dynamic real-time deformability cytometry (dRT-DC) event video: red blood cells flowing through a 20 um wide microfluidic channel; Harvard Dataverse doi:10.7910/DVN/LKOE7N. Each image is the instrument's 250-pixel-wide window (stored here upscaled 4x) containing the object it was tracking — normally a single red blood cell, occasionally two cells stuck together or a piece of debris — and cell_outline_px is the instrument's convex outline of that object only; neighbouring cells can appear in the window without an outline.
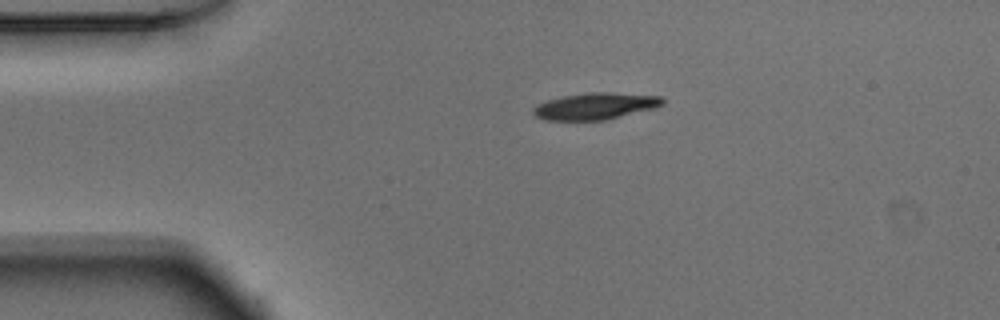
{"species": "Egyptian fruit bat (a non-hibernating species)", "species_latin": "Rousettus aegyptiacus", "temperature_condition": "warm", "stored_images_in_passage": 42, "camera_frame_rate_fps": 3000, "um_per_image_px": 0.085, "animal": {"sex": "male"}, "frame": {"image": 1, "passage_image": 1, "time_ms": 0.0, "image_size_px": [1000, 320], "cell_outline_px": [[664, 104], [656, 108], [608, 120], [544, 120], [536, 116], [532, 112], [532, 108], [536, 104], [548, 100], [564, 96], [588, 92], [612, 92], [660, 96], [664, 100]], "centroid_in_image_um": [50.62, 9.02], "position_along_channel_um": 34.4, "area_um2": 20.35}}
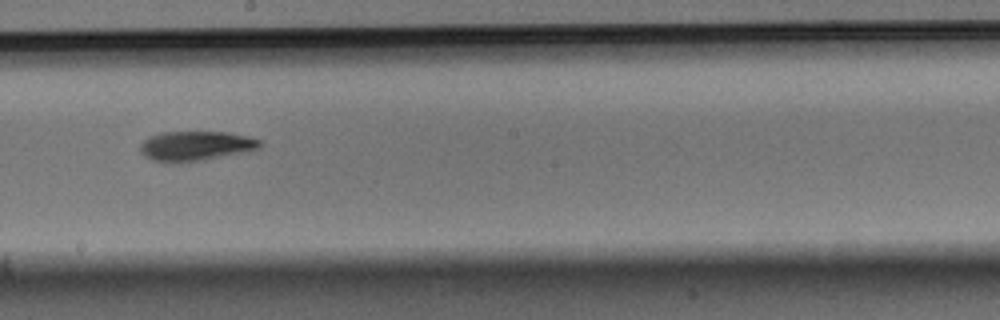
{"frame": {"image": 2, "passage_image": 19, "time_ms": 6.0, "image_size_px": [1000, 320], "cell_outline_px": [[260, 148], [204, 160], [176, 164], [172, 164], [152, 160], [144, 156], [140, 152], [140, 144], [148, 136], [160, 132], [232, 132], [248, 136], [260, 140]], "centroid_in_image_um": [16.57, 12.41], "position_along_channel_um": 231.6, "area_um2": 20.98}}
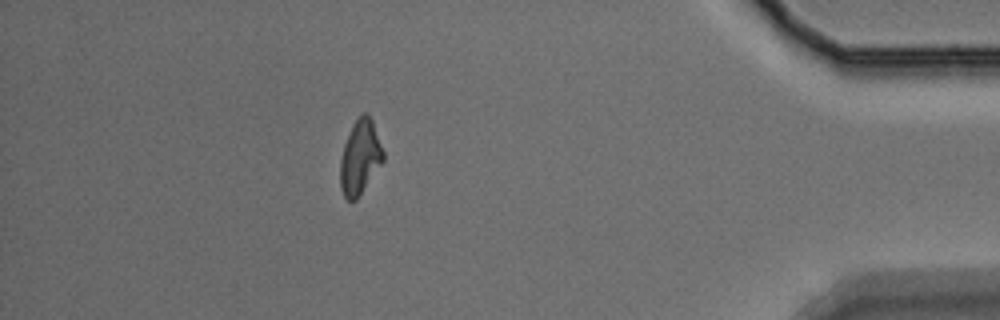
{"frame": {"image": 3, "passage_image": 36, "time_ms": 11.667, "image_size_px": [1000, 320], "cell_outline_px": [[384, 160], [356, 200], [348, 200], [344, 196], [340, 188], [340, 160], [344, 144], [356, 120], [364, 112], [368, 112], [372, 120], [384, 152]], "centroid_in_image_um": [30.6, 13.38], "position_along_channel_um": 404.6, "area_um2": 18.32}, "authors_computed_cell_mechanics": {"area_um2": 20.1722, "velocity_mm_per_s": 3.896, "shape_relaxation_time_tau1_ms": 4.079, "shape_relaxation_time_tau2_ms": null, "deformation_change_tau1": 0.1528, "deformation_change_tau2": null}}